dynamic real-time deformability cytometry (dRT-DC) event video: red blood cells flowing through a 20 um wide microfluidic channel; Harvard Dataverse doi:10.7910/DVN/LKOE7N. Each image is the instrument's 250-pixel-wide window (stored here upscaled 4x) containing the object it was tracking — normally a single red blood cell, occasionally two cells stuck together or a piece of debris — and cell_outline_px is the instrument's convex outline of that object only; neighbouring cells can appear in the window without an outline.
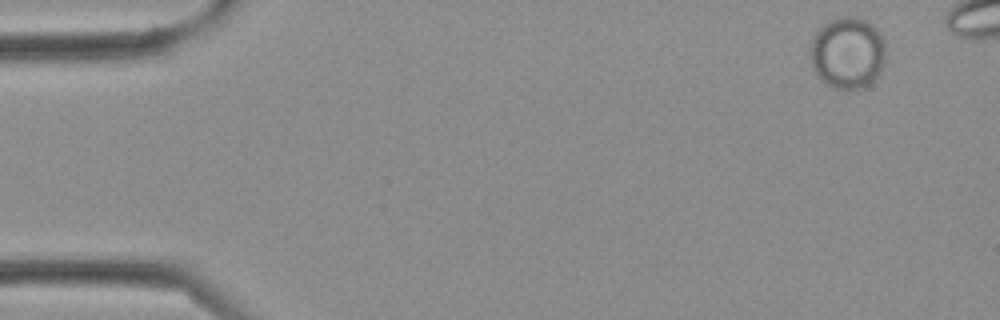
{"species": "Egyptian fruit bat (a non-hibernating species)", "species_latin": "Rousettus aegyptiacus", "temperature_condition": "cold", "stored_images_in_passage": 4, "camera_frame_rate_fps": 3000, "um_per_image_px": 0.085, "frame": {"image": 1, "passage_image": 1, "time_ms": 0.0, "image_size_px": [1000, 320], "cell_outline_px": [[888, 52], [884, 68], [864, 88], [848, 92], [840, 92], [832, 88], [820, 80], [816, 76], [812, 68], [808, 56], [808, 48], [816, 32], [828, 20], [840, 16], [856, 16], [868, 20], [884, 36]], "centroid_in_image_um": [72.05, 4.52], "position_along_channel_um": 12.9, "area_um2": 33.29}}